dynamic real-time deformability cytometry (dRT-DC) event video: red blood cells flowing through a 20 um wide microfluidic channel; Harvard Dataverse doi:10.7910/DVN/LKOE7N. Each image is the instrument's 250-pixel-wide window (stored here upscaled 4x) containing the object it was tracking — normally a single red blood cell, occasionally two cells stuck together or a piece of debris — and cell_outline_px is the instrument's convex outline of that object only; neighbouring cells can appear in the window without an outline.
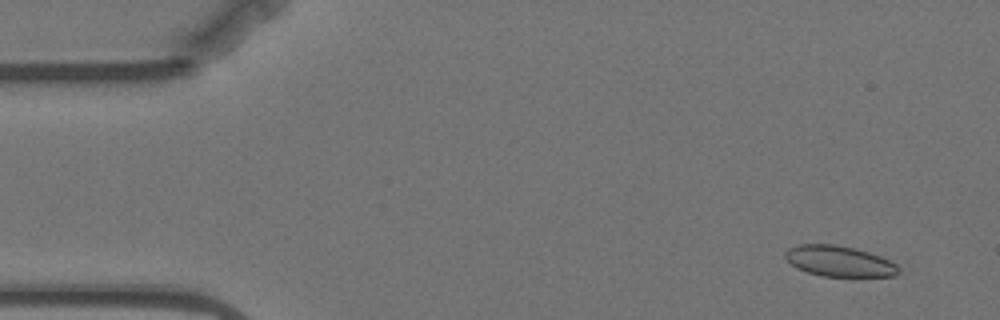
{"species": "Egyptian fruit bat (a non-hibernating species)", "species_latin": "Rousettus aegyptiacus", "temperature_condition": "warm", "stored_images_in_passage": 16, "camera_frame_rate_fps": 3000, "um_per_image_px": 0.085, "animal": {"sex": "female"}, "frame": {"image": 1, "passage_image": 4, "time_ms": 1.0, "image_size_px": [1000, 320], "cell_outline_px": [[900, 272], [896, 276], [820, 276], [796, 268], [784, 256], [784, 252], [788, 248], [800, 244], [836, 244], [868, 252], [880, 256], [896, 264], [900, 268]], "centroid_in_image_um": [71.32, 22.2], "position_along_channel_um": 13.7, "area_um2": 20.23}}
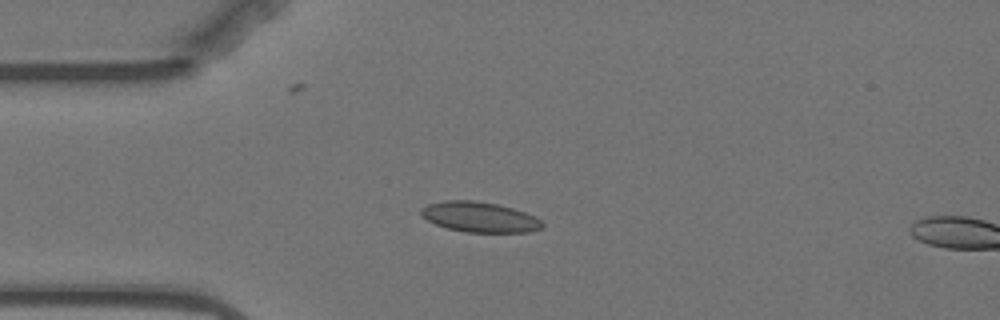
{"frame": {"image": 2, "passage_image": 14, "time_ms": 4.333, "image_size_px": [1000, 320], "cell_outline_px": [[544, 224], [540, 228], [528, 232], [464, 232], [448, 228], [436, 224], [428, 220], [420, 212], [420, 208], [428, 204], [444, 200], [472, 200], [496, 204], [512, 208], [536, 216]], "centroid_in_image_um": [40.76, 18.44], "position_along_channel_um": 44.2, "area_um2": 21.21}}